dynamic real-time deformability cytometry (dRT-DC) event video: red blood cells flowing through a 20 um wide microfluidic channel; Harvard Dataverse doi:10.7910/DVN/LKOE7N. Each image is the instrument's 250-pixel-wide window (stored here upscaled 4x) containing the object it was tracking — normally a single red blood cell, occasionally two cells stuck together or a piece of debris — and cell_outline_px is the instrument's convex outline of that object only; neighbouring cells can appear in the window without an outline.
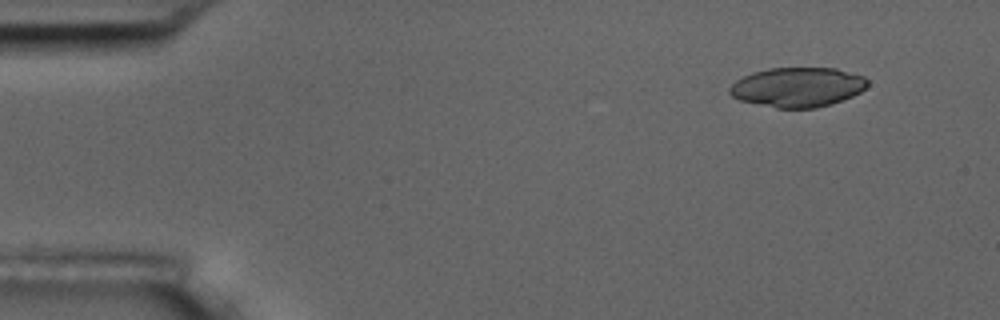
{"species": "common noctule bat (a hibernating species)", "species_latin": "Nyctalus noctula", "temperature_condition": "room temperature", "stored_images_in_passage": 48, "camera_frame_rate_fps": 3000, "um_per_image_px": 0.085, "animal": {"sex": "male", "body_mass_g": 17.5, "forearm_length_mm": 52.3}, "frame": {"image": 1, "passage_image": 1, "time_ms": 0.0, "image_size_px": [1000, 320], "cell_outline_px": [[868, 84], [860, 92], [852, 96], [832, 104], [816, 108], [776, 108], [740, 100], [732, 96], [728, 92], [728, 88], [736, 80], [752, 72], [768, 68], [836, 68], [864, 76], [868, 80]], "centroid_in_image_um": [67.79, 7.41], "position_along_channel_um": 17.2, "area_um2": 31.91}}